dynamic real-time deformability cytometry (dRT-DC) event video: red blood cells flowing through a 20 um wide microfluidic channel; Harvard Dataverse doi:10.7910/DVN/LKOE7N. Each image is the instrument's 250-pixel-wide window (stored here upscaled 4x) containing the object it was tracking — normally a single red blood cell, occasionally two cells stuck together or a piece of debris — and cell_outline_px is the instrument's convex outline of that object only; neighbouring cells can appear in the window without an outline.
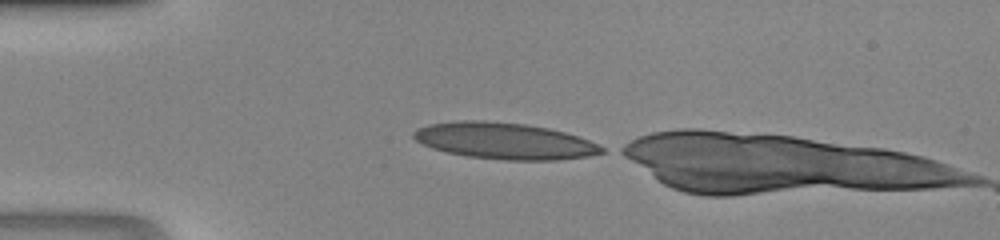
{"species": "human", "species_latin": "Homo sapiens", "temperature_condition": "room temperature", "stored_images_in_passage": 4, "camera_frame_rate_fps": 3000, "um_per_image_px": 0.085, "donor": {"sex": "male"}, "frame": {"image": 1, "passage_image": 1, "time_ms": 0.0, "image_size_px": [1000, 240], "cell_outline_px": [[604, 152], [588, 156], [556, 160], [504, 160], [468, 156], [448, 152], [432, 148], [416, 140], [412, 136], [412, 132], [416, 128], [428, 124], [460, 120], [484, 120], [524, 124], [548, 128], [564, 132], [588, 140], [604, 148]], "centroid_in_image_um": [42.84, 11.97], "position_along_channel_um": 42.2, "area_um2": 39.71}}